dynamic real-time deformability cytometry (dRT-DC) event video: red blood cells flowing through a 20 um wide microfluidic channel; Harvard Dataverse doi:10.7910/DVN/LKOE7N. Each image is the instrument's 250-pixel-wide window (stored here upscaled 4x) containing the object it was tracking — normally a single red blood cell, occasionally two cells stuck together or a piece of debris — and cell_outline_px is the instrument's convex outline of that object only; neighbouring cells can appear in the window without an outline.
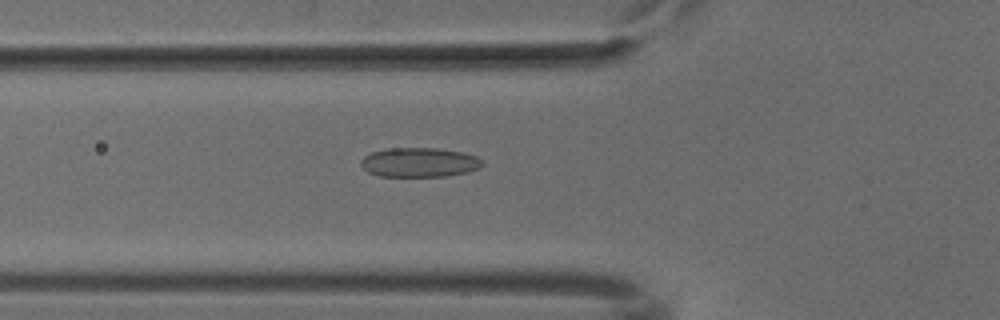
{"species": "common noctule bat (a hibernating species)", "species_latin": "Nyctalus noctula", "temperature_condition": "cold", "stored_images_in_passage": 19, "camera_frame_rate_fps": 3000, "um_per_image_px": 0.085, "animal": {"sex": "male", "body_mass_g": 18.8}, "frame": {"image": 1, "passage_image": 3, "time_ms": 0.667, "image_size_px": [1000, 320], "cell_outline_px": [[484, 164], [480, 168], [468, 172], [444, 176], [380, 176], [368, 172], [360, 164], [360, 160], [364, 156], [372, 152], [388, 148], [436, 148], [464, 152], [476, 156], [484, 160]], "centroid_in_image_um": [35.68, 13.79], "position_along_channel_um": 90.1, "area_um2": 20.92}}
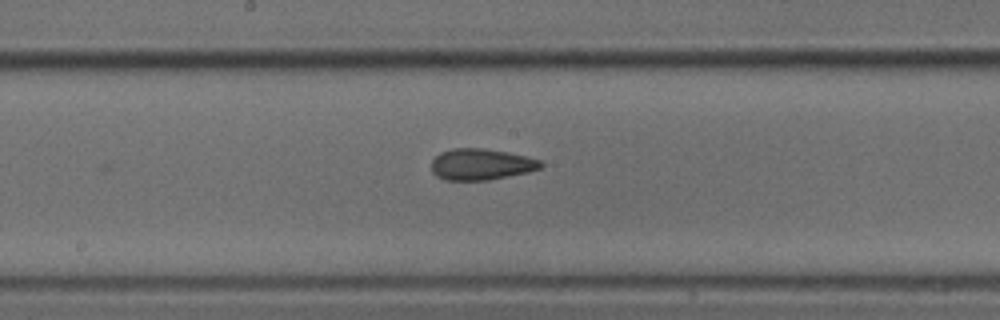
{"frame": {"image": 2, "passage_image": 12, "time_ms": 3.667, "image_size_px": [1000, 320], "cell_outline_px": [[544, 164], [540, 168], [528, 172], [488, 180], [444, 180], [436, 176], [432, 172], [432, 160], [440, 152], [452, 148], [484, 148], [524, 156], [540, 160]], "centroid_in_image_um": [40.86, 13.97], "position_along_channel_um": 207.3, "area_um2": 19.83}}
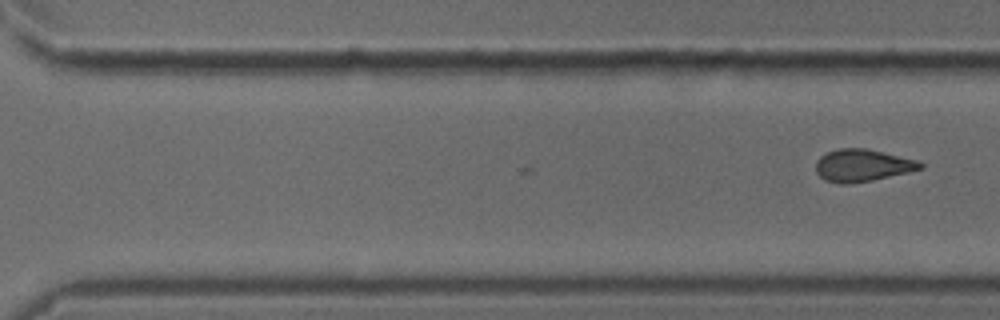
{"frame": {"image": 3, "passage_image": 19, "time_ms": 6.0, "image_size_px": [1000, 320], "cell_outline_px": [[924, 168], [908, 172], [872, 180], [844, 184], [824, 180], [816, 172], [816, 160], [820, 156], [828, 152], [840, 148], [864, 148], [916, 160], [924, 164]], "centroid_in_image_um": [73.28, 14.06], "position_along_channel_um": 297.3, "area_um2": 19.36}}